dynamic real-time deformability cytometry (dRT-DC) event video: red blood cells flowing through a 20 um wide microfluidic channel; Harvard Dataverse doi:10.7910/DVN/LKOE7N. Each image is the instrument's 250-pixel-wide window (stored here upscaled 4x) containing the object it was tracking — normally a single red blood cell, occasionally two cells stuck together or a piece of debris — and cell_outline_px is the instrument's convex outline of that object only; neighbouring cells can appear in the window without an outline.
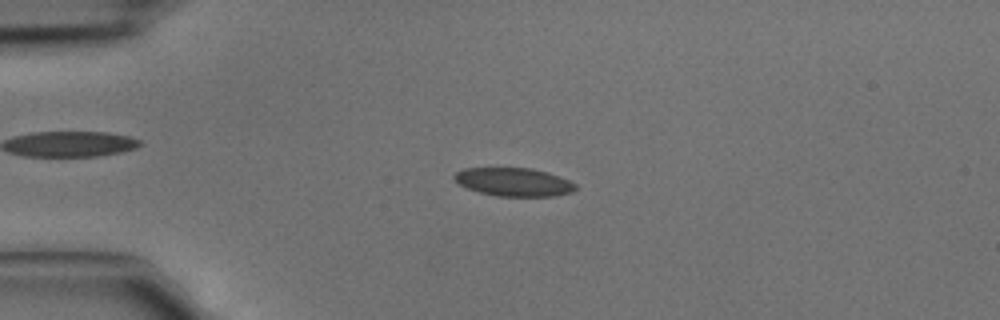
{"species": "common noctule bat (a hibernating species)", "species_latin": "Nyctalus noctula", "temperature_condition": "cold", "stored_images_in_passage": 4, "camera_frame_rate_fps": 3000, "um_per_image_px": 0.085, "animal": {"sex": "male", "body_mass_g": 15.6}, "frame": {"image": 1, "passage_image": 3, "time_ms": 0.667, "image_size_px": [1000, 320], "cell_outline_px": [[576, 188], [572, 192], [556, 196], [496, 196], [480, 192], [468, 188], [460, 184], [452, 176], [456, 172], [464, 168], [532, 168], [548, 172], [568, 180], [576, 184]], "centroid_in_image_um": [43.68, 15.47], "position_along_channel_um": 41.3, "area_um2": 19.94}}